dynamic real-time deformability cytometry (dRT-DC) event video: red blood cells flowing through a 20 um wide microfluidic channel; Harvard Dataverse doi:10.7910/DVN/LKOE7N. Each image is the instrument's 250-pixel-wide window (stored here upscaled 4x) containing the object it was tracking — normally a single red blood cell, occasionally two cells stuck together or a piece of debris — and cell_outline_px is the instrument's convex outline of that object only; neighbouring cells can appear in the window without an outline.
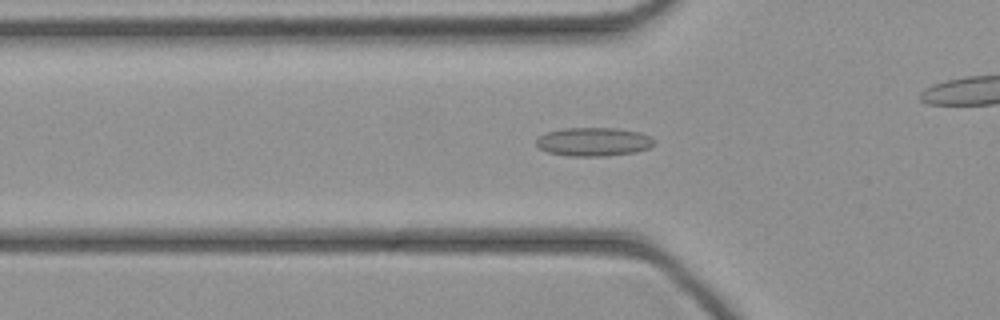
{"species": "common noctule bat (a hibernating species)", "species_latin": "Nyctalus noctula", "temperature_condition": "cold", "stored_images_in_passage": 37, "camera_frame_rate_fps": 3000, "um_per_image_px": 0.085, "animal": {"sex": "female", "body_mass_g": 21.9}, "frame": {"image": 1, "passage_image": 6, "time_ms": 1.667, "image_size_px": [1000, 320], "cell_outline_px": [[656, 144], [648, 148], [636, 152], [604, 156], [568, 156], [548, 152], [540, 148], [536, 144], [536, 140], [544, 132], [564, 128], [616, 128], [640, 132], [652, 136], [656, 140]], "centroid_in_image_um": [50.49, 12.04], "position_along_channel_um": 75.3, "area_um2": 19.88}}
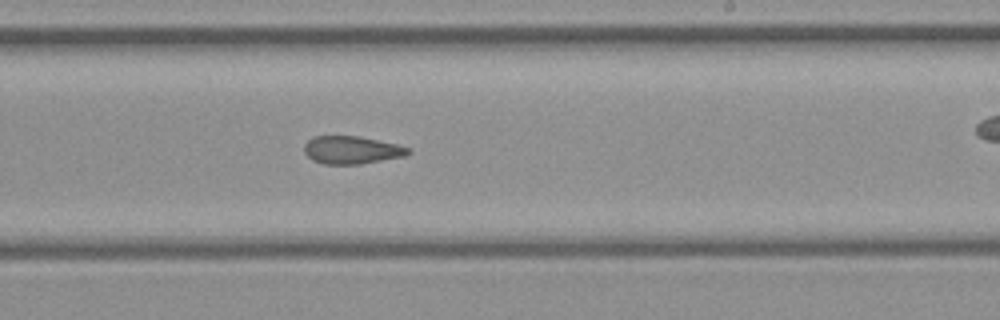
{"frame": {"image": 2, "passage_image": 18, "time_ms": 5.667, "image_size_px": [1000, 320], "cell_outline_px": [[412, 152], [404, 156], [360, 164], [324, 164], [312, 160], [304, 152], [304, 144], [312, 136], [356, 136], [396, 144], [408, 148]], "centroid_in_image_um": [29.85, 12.75], "position_along_channel_um": 259.2, "area_um2": 16.7}}
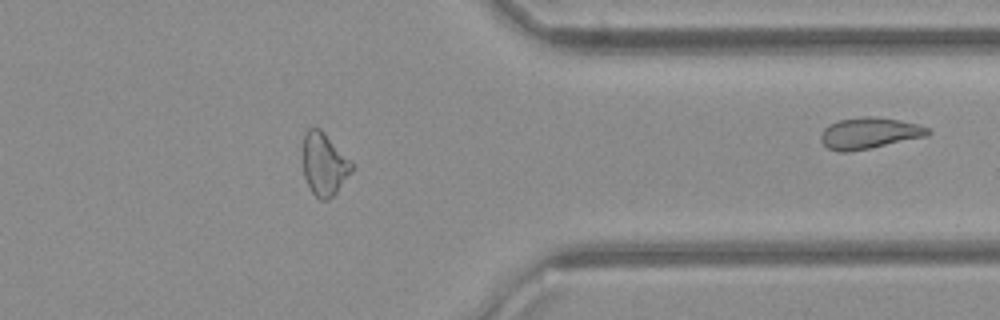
{"frame": {"image": 3, "passage_image": 27, "time_ms": 8.667, "image_size_px": [1000, 320], "cell_outline_px": [[352, 172], [336, 192], [328, 200], [320, 200], [312, 192], [304, 176], [300, 160], [300, 156], [304, 136], [308, 128], [320, 128], [352, 160]], "centroid_in_image_um": [27.52, 13.93], "position_along_channel_um": 383.9, "area_um2": 18.32}}